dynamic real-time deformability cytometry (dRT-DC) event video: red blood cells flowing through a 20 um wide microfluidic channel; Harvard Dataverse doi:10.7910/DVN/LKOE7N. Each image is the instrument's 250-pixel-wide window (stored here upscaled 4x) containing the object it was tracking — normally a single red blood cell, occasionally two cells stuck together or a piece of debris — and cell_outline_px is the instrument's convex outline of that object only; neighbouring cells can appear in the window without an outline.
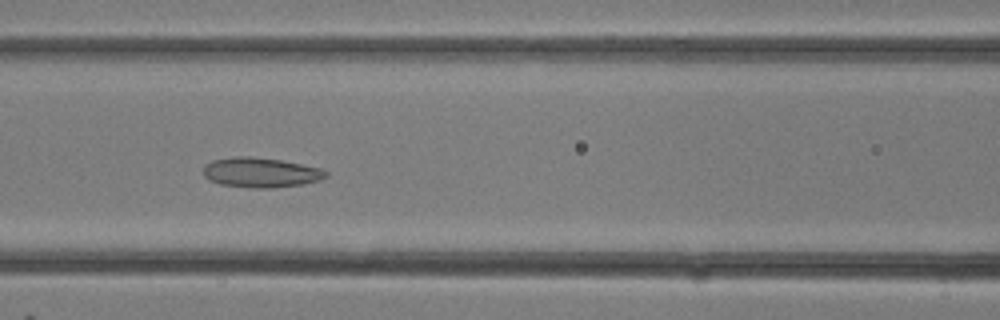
{"species": "common noctule bat (a hibernating species)", "species_latin": "Nyctalus noctula", "temperature_condition": "room temperature", "stored_images_in_passage": 32, "camera_frame_rate_fps": 3000, "um_per_image_px": 0.085, "animal": {"sex": "female"}, "frame": {"image": 1, "passage_image": 14, "time_ms": 4.333, "image_size_px": [1000, 320], "cell_outline_px": [[328, 176], [320, 180], [304, 184], [268, 188], [252, 188], [220, 184], [204, 176], [204, 164], [212, 160], [236, 156], [248, 156], [280, 160], [320, 168], [328, 172]], "centroid_in_image_um": [22.17, 14.66], "position_along_channel_um": 144.4, "area_um2": 21.21}}